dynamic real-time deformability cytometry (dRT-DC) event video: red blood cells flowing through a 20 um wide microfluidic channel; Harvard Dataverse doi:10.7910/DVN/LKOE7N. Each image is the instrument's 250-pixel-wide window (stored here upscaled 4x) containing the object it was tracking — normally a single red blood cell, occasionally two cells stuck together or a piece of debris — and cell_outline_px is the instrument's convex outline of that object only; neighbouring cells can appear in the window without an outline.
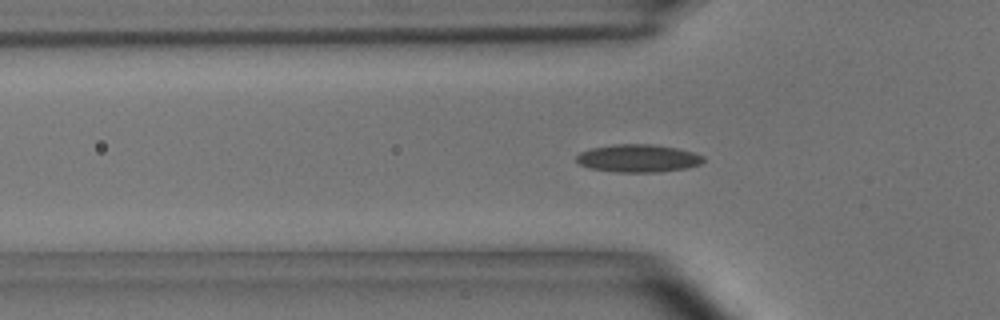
{"species": "common noctule bat (a hibernating species)", "species_latin": "Nyctalus noctula", "temperature_condition": "room temperature", "stored_images_in_passage": 39, "camera_frame_rate_fps": 3000, "um_per_image_px": 0.085, "animal": {"sex": "male", "body_mass_g": 15.6}, "frame": {"image": 1, "passage_image": 6, "time_ms": 1.667, "image_size_px": [1000, 320], "cell_outline_px": [[704, 160], [700, 164], [688, 168], [660, 172], [616, 172], [588, 168], [580, 164], [576, 160], [576, 156], [580, 152], [592, 148], [616, 144], [652, 144], [676, 148], [692, 152], [704, 156]], "centroid_in_image_um": [54.24, 13.46], "position_along_channel_um": 71.6, "area_um2": 20.58}}
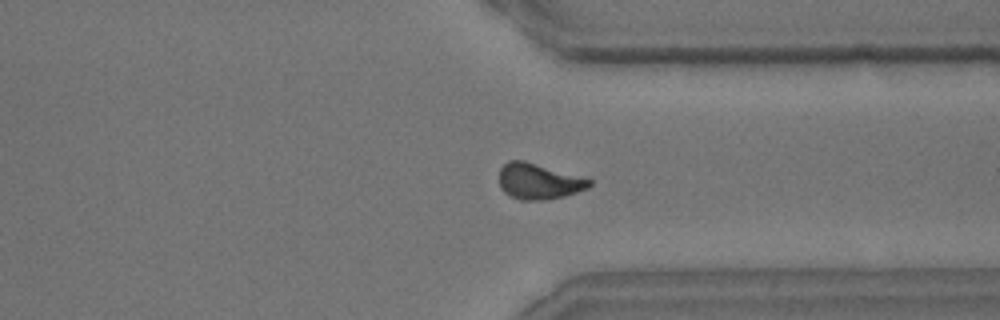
{"frame": {"image": 2, "passage_image": 30, "time_ms": 9.667, "image_size_px": [1000, 320], "cell_outline_px": [[592, 184], [588, 188], [564, 196], [548, 200], [520, 200], [504, 192], [500, 188], [500, 168], [508, 160], [524, 160], [592, 180]], "centroid_in_image_um": [45.77, 15.42], "position_along_channel_um": 365.6, "area_um2": 18.67}}
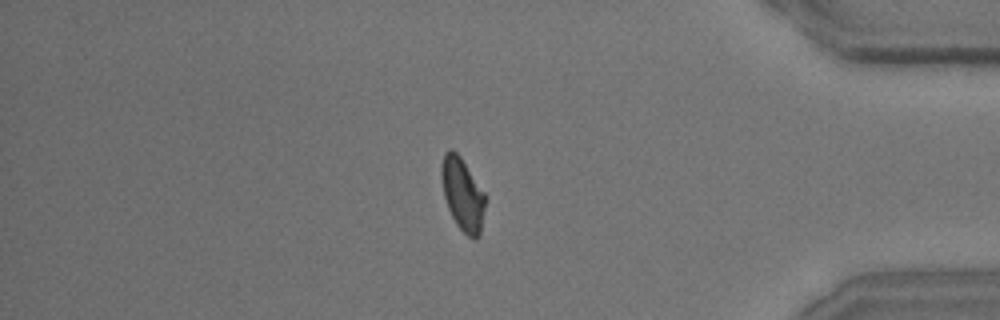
{"frame": {"image": 3, "passage_image": 35, "time_ms": 11.333, "image_size_px": [1000, 320], "cell_outline_px": [[484, 208], [480, 236], [476, 240], [468, 236], [456, 224], [448, 208], [444, 196], [440, 176], [440, 164], [444, 152], [448, 148], [452, 148], [460, 156], [484, 192]], "centroid_in_image_um": [39.28, 16.48], "position_along_channel_um": 395.9, "area_um2": 18.55}, "authors_computed_cell_mechanics": {"area_um2": 18.6694, "velocity_mm_per_s": 3.6698, "shape_relaxation_time_tau1_ms": 4.4385, "shape_relaxation_time_tau2_ms": 1.7788, "deformation_change_tau1": 0.1362, "deformation_change_tau2": 0.0724}}